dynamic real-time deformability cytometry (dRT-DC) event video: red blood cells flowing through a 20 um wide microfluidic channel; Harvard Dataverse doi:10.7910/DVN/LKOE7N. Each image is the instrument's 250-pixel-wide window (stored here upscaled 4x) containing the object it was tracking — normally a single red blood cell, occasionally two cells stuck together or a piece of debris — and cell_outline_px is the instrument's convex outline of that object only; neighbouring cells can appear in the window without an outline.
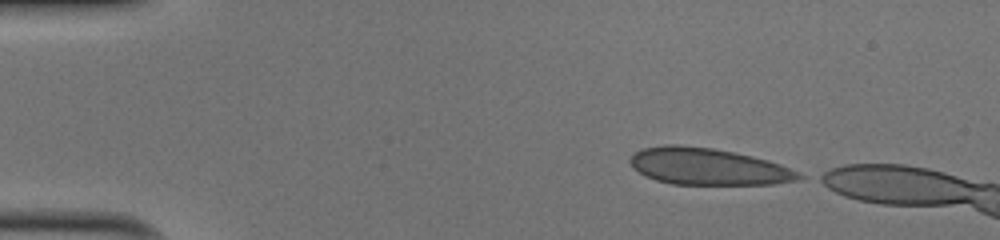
{"species": "human", "species_latin": "Homo sapiens", "temperature_condition": "cold", "stored_images_in_passage": 8, "camera_frame_rate_fps": 3000, "um_per_image_px": 0.085, "donor": {"sex": "male"}, "frame": {"image": 1, "passage_image": 1, "time_ms": 0.0, "image_size_px": [1000, 240], "cell_outline_px": [[808, 176], [800, 180], [772, 184], [672, 184], [656, 180], [644, 176], [628, 160], [636, 152], [644, 148], [664, 144], [680, 144], [712, 148], [752, 156], [768, 160], [780, 164]], "centroid_in_image_um": [60.22, 14.16], "position_along_channel_um": 24.8, "area_um2": 36.13}}